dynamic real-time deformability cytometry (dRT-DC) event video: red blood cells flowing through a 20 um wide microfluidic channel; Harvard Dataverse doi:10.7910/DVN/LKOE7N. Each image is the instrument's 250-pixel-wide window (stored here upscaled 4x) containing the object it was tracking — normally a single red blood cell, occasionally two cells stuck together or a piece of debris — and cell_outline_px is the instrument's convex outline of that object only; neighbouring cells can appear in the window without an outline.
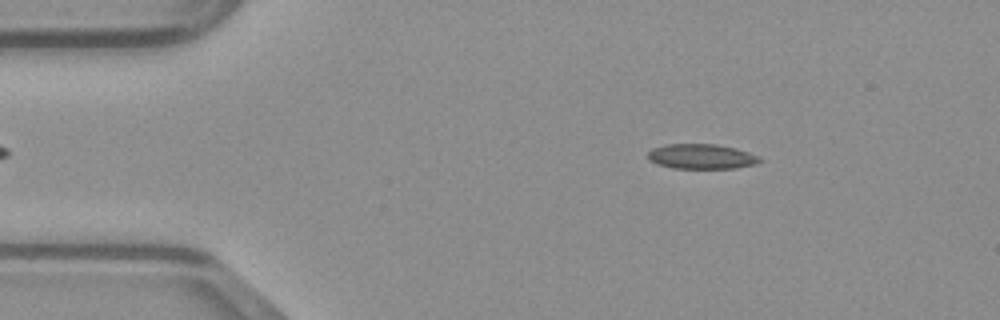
{"species": "common noctule bat (a hibernating species)", "species_latin": "Nyctalus noctula", "temperature_condition": "warm", "stored_images_in_passage": 47, "camera_frame_rate_fps": 3000, "um_per_image_px": 0.085, "animal": {"sex": "male", "body_mass_g": 23.1, "forearm_length_mm": 52.7}, "frame": {"image": 1, "passage_image": 7, "time_ms": 2.0, "image_size_px": [1000, 320], "cell_outline_px": [[764, 160], [756, 164], [736, 168], [672, 168], [656, 164], [648, 160], [648, 152], [652, 148], [664, 144], [716, 144], [736, 148], [760, 156]], "centroid_in_image_um": [59.63, 13.3], "position_along_channel_um": 25.4, "area_um2": 16.47}}
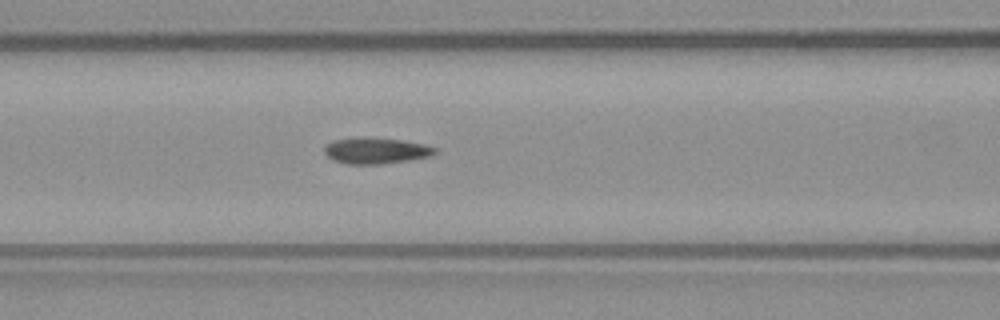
{"frame": {"image": 2, "passage_image": 19, "time_ms": 6.0, "image_size_px": [1000, 320], "cell_outline_px": [[436, 152], [432, 156], [384, 164], [348, 164], [332, 160], [324, 152], [324, 148], [332, 140], [360, 136], [368, 136], [404, 140], [424, 144], [436, 148]], "centroid_in_image_um": [31.94, 12.79], "position_along_channel_um": 134.7, "area_um2": 17.17}}
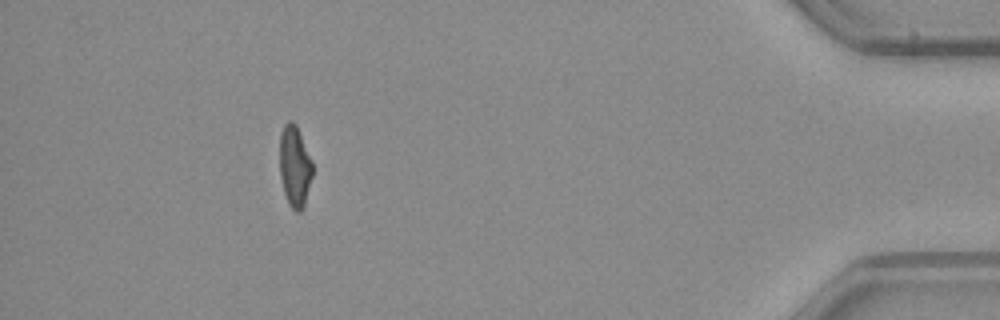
{"frame": {"image": 3, "passage_image": 43, "time_ms": 14.0, "image_size_px": [1000, 320], "cell_outline_px": [[312, 176], [304, 208], [300, 212], [296, 212], [288, 204], [284, 192], [280, 176], [280, 132], [284, 124], [288, 120], [292, 120], [296, 124], [312, 160]], "centroid_in_image_um": [25.05, 14.14], "position_along_channel_um": 410.2, "area_um2": 15.72}}